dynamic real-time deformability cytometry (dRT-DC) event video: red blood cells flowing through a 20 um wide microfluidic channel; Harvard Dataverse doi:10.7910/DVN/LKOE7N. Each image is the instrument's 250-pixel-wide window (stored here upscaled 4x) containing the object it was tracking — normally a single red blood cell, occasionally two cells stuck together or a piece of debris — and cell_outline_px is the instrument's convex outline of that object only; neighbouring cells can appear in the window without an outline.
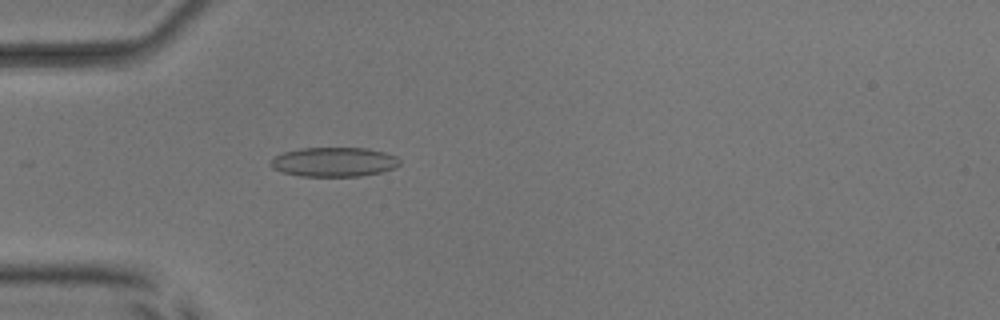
{"species": "common noctule bat (a hibernating species)", "species_latin": "Nyctalus noctula", "temperature_condition": "room temperature", "stored_images_in_passage": 40, "camera_frame_rate_fps": 3000, "um_per_image_px": 0.085, "animal": {"sex": "male", "body_mass_g": 17.9, "forearm_length_mm": 54.2}, "frame": {"image": 1, "passage_image": 17, "time_ms": 5.333, "image_size_px": [1000, 320], "cell_outline_px": [[400, 164], [392, 168], [380, 172], [360, 176], [300, 176], [284, 172], [272, 168], [268, 164], [268, 160], [284, 152], [300, 148], [368, 148], [384, 152], [396, 156], [400, 160]], "centroid_in_image_um": [28.35, 13.76], "position_along_channel_um": 56.6, "area_um2": 22.08}}
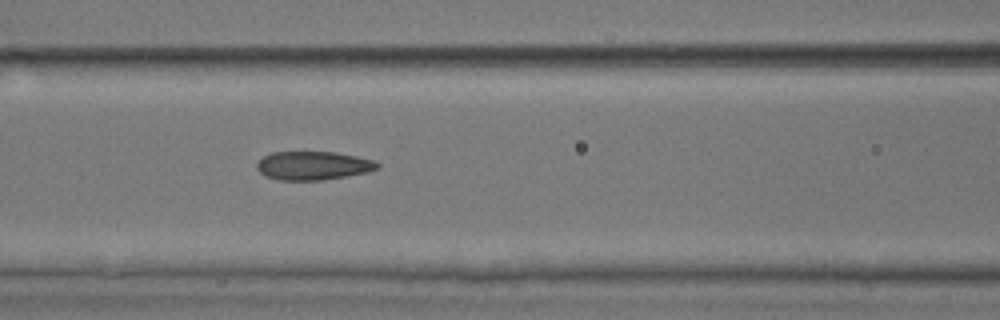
{"frame": {"image": 2, "passage_image": 24, "time_ms": 7.667, "image_size_px": [1000, 320], "cell_outline_px": [[380, 168], [368, 172], [324, 180], [280, 180], [264, 176], [256, 168], [256, 164], [264, 156], [272, 152], [336, 152], [356, 156], [372, 160], [380, 164]], "centroid_in_image_um": [26.62, 14.08], "position_along_channel_um": 140.0, "area_um2": 20.11}}
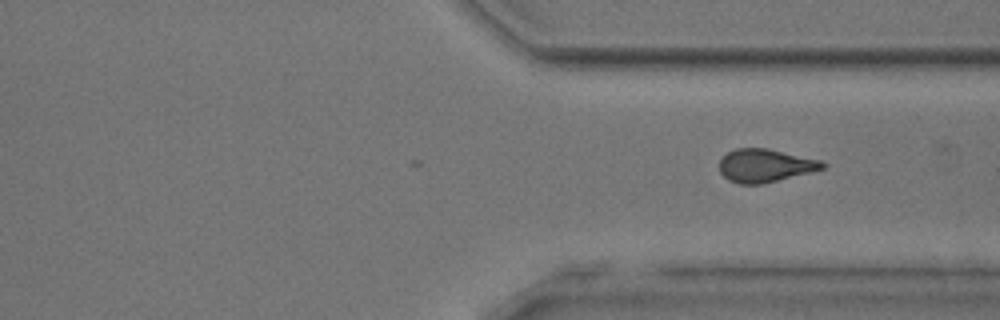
{"frame": {"image": 3, "passage_image": 40, "time_ms": 13.0, "image_size_px": [1000, 320], "cell_outline_px": [[828, 164], [824, 168], [764, 184], [740, 184], [728, 180], [720, 172], [720, 160], [728, 152], [736, 148], [768, 148], [820, 160]], "centroid_in_image_um": [65.03, 14.07], "position_along_channel_um": 346.4, "area_um2": 19.83}}